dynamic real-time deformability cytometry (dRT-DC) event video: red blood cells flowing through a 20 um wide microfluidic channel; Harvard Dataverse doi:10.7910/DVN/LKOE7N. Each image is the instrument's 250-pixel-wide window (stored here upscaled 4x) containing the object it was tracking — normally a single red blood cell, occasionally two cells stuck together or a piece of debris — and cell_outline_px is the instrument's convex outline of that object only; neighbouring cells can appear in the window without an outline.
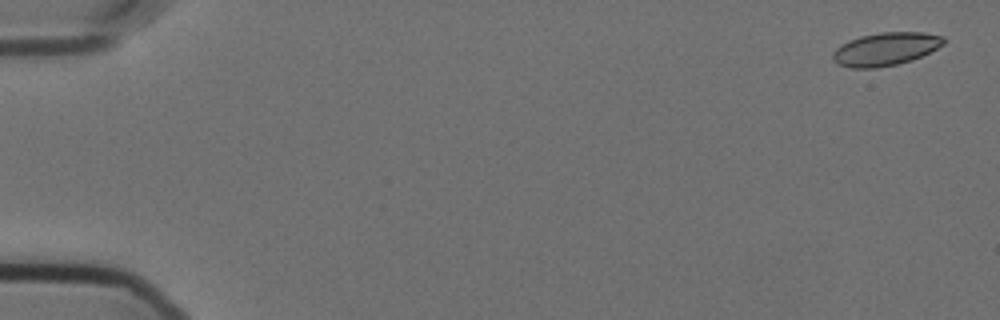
{"species": "Egyptian fruit bat (a non-hibernating species)", "species_latin": "Rousettus aegyptiacus", "temperature_condition": "cold", "stored_images_in_passage": 5, "camera_frame_rate_fps": 3000, "um_per_image_px": 0.085, "animal": {"sex": "female"}, "frame": {"image": 1, "passage_image": 2, "time_ms": 0.333, "image_size_px": [1000, 320], "cell_outline_px": [[948, 40], [944, 44], [912, 60], [896, 64], [876, 68], [852, 68], [840, 64], [832, 60], [832, 52], [840, 44], [860, 36], [880, 32], [924, 32], [944, 36]], "centroid_in_image_um": [75.28, 4.15], "position_along_channel_um": 9.7, "area_um2": 21.39}}